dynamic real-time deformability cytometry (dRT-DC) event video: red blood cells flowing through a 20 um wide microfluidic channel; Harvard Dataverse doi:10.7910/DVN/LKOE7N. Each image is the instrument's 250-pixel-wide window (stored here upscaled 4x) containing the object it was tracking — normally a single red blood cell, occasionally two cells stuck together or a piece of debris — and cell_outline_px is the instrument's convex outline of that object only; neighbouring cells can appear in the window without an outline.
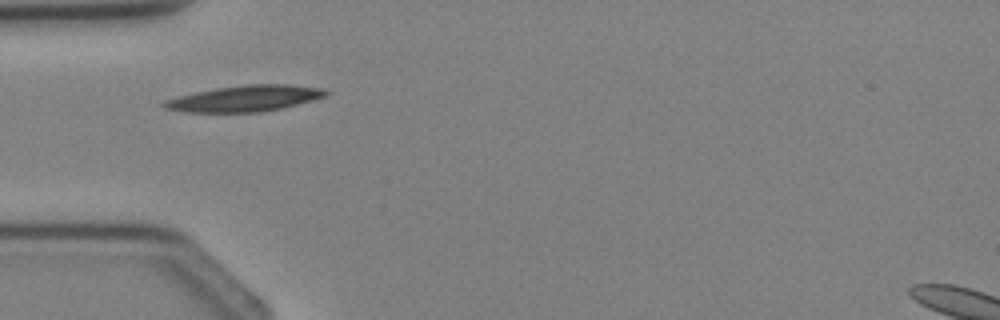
{"species": "Egyptian fruit bat (a non-hibernating species)", "species_latin": "Rousettus aegyptiacus", "temperature_condition": "cold", "stored_images_in_passage": 2, "camera_frame_rate_fps": 3000, "um_per_image_px": 0.085, "animal": {"sex": "female"}, "frame": {"image": 1, "passage_image": 2, "time_ms": 1.0, "image_size_px": [1000, 320], "cell_outline_px": [[332, 92], [328, 96], [280, 108], [260, 112], [184, 112], [164, 108], [160, 104], [164, 100], [196, 92], [216, 88], [244, 84], [288, 84], [324, 88]], "centroid_in_image_um": [20.84, 8.36], "position_along_channel_um": 64.2, "area_um2": 24.62}}